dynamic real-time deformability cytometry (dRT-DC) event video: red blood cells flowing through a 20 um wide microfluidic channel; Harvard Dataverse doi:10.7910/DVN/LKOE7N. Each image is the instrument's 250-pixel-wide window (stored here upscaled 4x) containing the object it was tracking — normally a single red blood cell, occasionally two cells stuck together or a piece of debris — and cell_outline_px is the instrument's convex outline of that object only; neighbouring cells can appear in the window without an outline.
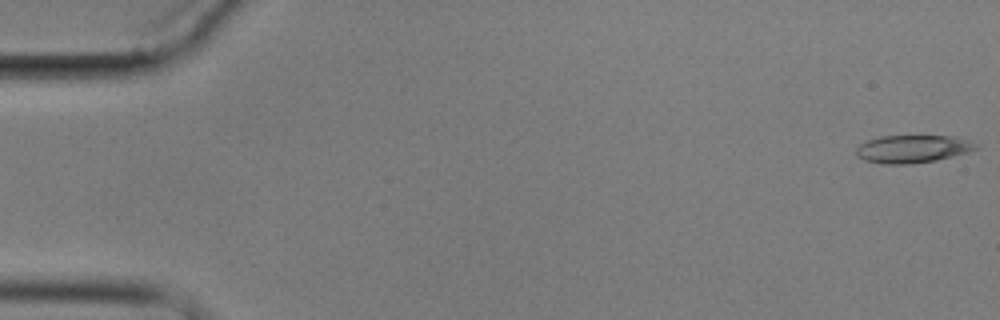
{"species": "common noctule bat (a hibernating species)", "species_latin": "Nyctalus noctula", "temperature_condition": "cold", "stored_images_in_passage": 5, "camera_frame_rate_fps": 3000, "um_per_image_px": 0.085, "animal": {"sex": "male", "body_mass_g": 17.9}, "frame": {"image": 1, "passage_image": 1, "time_ms": 0.0, "image_size_px": [1000, 320], "cell_outline_px": [[980, 148], [936, 160], [908, 164], [888, 164], [864, 160], [856, 156], [856, 148], [860, 144], [868, 140], [880, 136], [952, 136], [968, 140], [976, 144]], "centroid_in_image_um": [77.54, 12.65], "position_along_channel_um": 7.5, "area_um2": 19.13}}
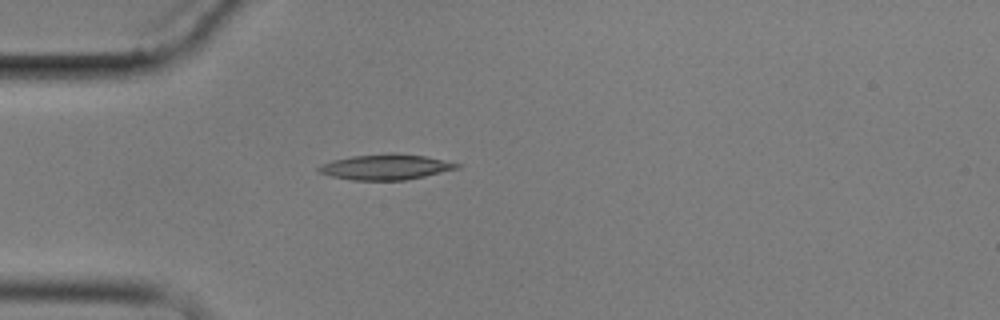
{"frame": {"image": 2, "passage_image": 5, "time_ms": 5.0, "image_size_px": [1000, 320], "cell_outline_px": [[464, 164], [460, 168], [424, 176], [404, 180], [352, 180], [332, 176], [316, 172], [316, 168], [320, 164], [332, 160], [352, 156], [388, 152], [396, 152], [424, 156]], "centroid_in_image_um": [32.78, 14.18], "position_along_channel_um": 52.2, "area_um2": 20.81}}